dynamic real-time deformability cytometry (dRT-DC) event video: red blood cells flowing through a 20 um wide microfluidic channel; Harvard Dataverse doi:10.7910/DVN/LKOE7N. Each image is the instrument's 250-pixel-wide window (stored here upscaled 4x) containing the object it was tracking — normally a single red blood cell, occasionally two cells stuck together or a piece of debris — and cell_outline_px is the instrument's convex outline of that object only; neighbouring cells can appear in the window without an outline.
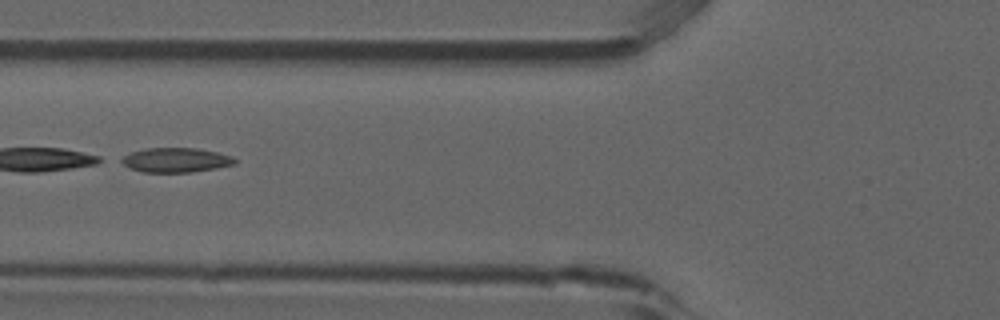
{"species": "common noctule bat (a hibernating species)", "species_latin": "Nyctalus noctula", "temperature_condition": "room temperature", "stored_images_in_passage": 52, "segment_of_instrument_passage": [2, 2], "camera_frame_rate_fps": 3000, "um_per_image_px": 0.085, "animal": {"sex": "male", "forearm_length_mm": 52.5}, "frame": {"image": 1, "passage_image": 20, "time_ms": 6.333, "image_size_px": [1000, 320], "cell_outline_px": [[236, 164], [216, 168], [192, 172], [144, 172], [132, 168], [116, 160], [132, 152], [148, 148], [196, 148], [216, 152], [232, 156], [236, 160]], "centroid_in_image_um": [14.95, 13.6], "position_along_channel_um": 110.8, "area_um2": 16.07}}